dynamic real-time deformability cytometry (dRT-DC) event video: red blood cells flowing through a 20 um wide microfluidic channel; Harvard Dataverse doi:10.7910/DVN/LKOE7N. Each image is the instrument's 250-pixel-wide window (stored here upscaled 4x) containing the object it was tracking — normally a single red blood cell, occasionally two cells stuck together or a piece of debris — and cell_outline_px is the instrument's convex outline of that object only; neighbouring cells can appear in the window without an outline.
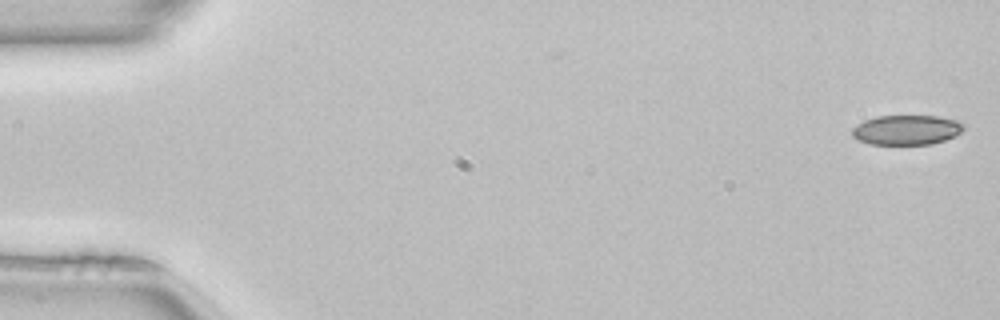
{"species": "common noctule bat (a hibernating species)", "species_latin": "Nyctalus noctula", "temperature_condition": "room temperature", "stored_images_in_passage": 5, "camera_frame_rate_fps": 3000, "um_per_image_px": 0.085, "animal": {"sex": "female", "body_mass_g": 22.7, "forearm_length_mm": 54.2}, "frame": {"image": 1, "passage_image": 5, "time_ms": 1.333, "image_size_px": [1000, 320], "cell_outline_px": [[964, 128], [956, 136], [932, 144], [868, 144], [856, 140], [852, 136], [852, 128], [856, 124], [864, 120], [876, 116], [936, 116], [960, 120], [964, 124]], "centroid_in_image_um": [77.04, 11.04], "position_along_channel_um": 8.0, "area_um2": 19.59}}